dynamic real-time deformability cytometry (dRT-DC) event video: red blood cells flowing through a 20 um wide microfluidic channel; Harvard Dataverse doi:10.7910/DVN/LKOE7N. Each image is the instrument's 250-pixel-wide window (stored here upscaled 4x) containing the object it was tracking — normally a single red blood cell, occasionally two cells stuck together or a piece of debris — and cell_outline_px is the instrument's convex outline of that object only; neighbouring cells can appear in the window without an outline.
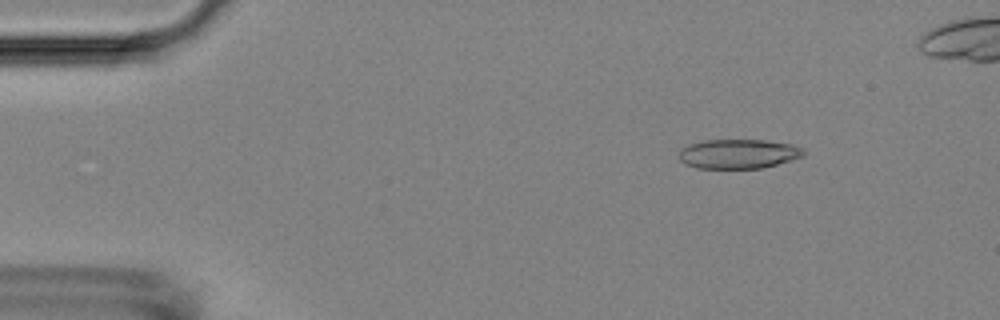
{"species": "Egyptian fruit bat (a non-hibernating species)", "species_latin": "Rousettus aegyptiacus", "temperature_condition": "room temperature", "stored_images_in_passage": 51, "camera_frame_rate_fps": 3000, "um_per_image_px": 0.085, "animal": {"sex": "female"}, "frame": {"image": 1, "passage_image": 7, "time_ms": 2.0, "image_size_px": [1000, 320], "cell_outline_px": [[804, 156], [764, 168], [696, 168], [684, 164], [680, 160], [680, 148], [688, 144], [704, 140], [764, 140], [792, 144], [800, 148], [804, 152]], "centroid_in_image_um": [62.73, 13.08], "position_along_channel_um": 22.3, "area_um2": 21.39}}
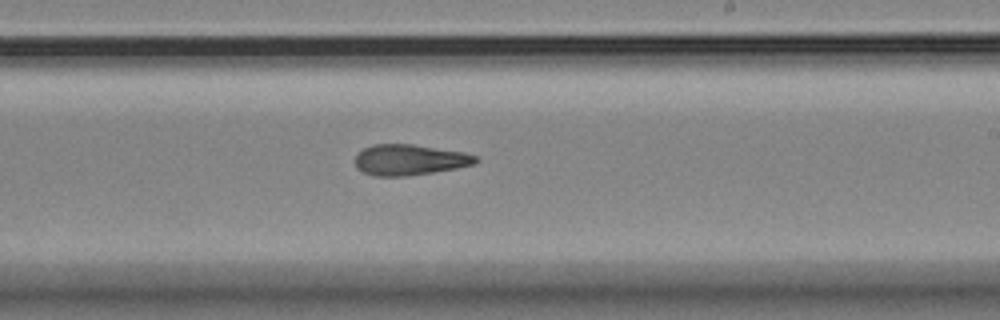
{"frame": {"image": 2, "passage_image": 32, "time_ms": 10.333, "image_size_px": [1000, 320], "cell_outline_px": [[480, 160], [476, 164], [456, 168], [408, 176], [376, 176], [364, 172], [356, 168], [356, 152], [372, 144], [412, 144], [464, 152], [480, 156]], "centroid_in_image_um": [34.84, 13.58], "position_along_channel_um": 254.2, "area_um2": 21.79}}
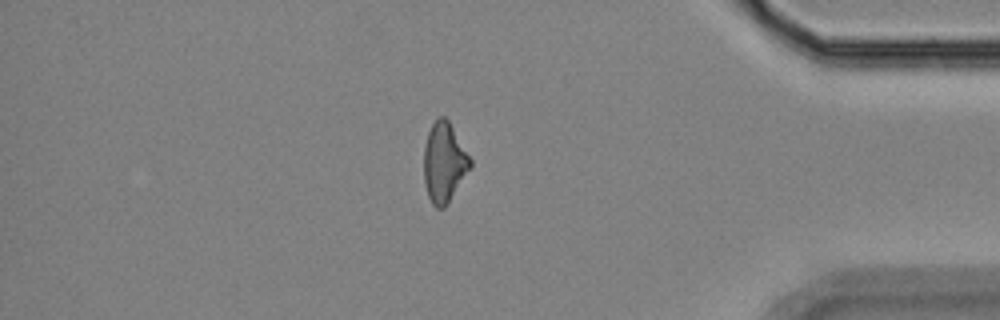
{"frame": {"image": 3, "passage_image": 46, "time_ms": 15.0, "image_size_px": [1000, 320], "cell_outline_px": [[472, 168], [444, 208], [436, 208], [432, 204], [428, 196], [424, 184], [424, 148], [428, 132], [432, 124], [440, 116], [444, 116], [448, 120], [472, 160]], "centroid_in_image_um": [37.76, 13.83], "position_along_channel_um": 397.4, "area_um2": 21.56}}